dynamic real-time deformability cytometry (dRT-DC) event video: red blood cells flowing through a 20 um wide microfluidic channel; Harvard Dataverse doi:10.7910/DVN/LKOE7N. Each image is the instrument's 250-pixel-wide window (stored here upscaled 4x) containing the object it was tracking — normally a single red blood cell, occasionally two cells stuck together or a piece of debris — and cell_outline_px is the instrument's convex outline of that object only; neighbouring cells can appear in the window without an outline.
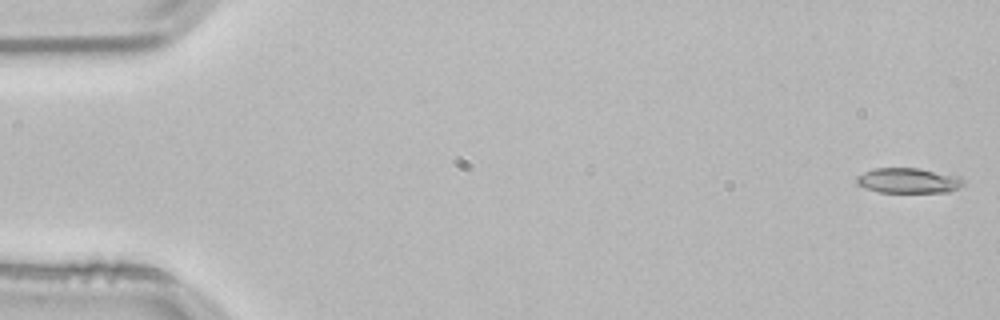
{"species": "common noctule bat (a hibernating species)", "species_latin": "Nyctalus noctula", "temperature_condition": "room temperature", "stored_images_in_passage": 16, "camera_frame_rate_fps": 3000, "um_per_image_px": 0.085, "animal": {"sex": "male", "body_mass_g": 21.5, "forearm_length_mm": 52.0}, "frame": {"image": 1, "passage_image": 1, "time_ms": 0.0, "image_size_px": [1000, 320], "cell_outline_px": [[964, 184], [960, 188], [948, 192], [880, 192], [864, 188], [856, 184], [856, 176], [872, 168], [916, 168], [960, 176], [964, 180]], "centroid_in_image_um": [77.2, 15.35], "position_along_channel_um": 7.8, "area_um2": 15.78}}
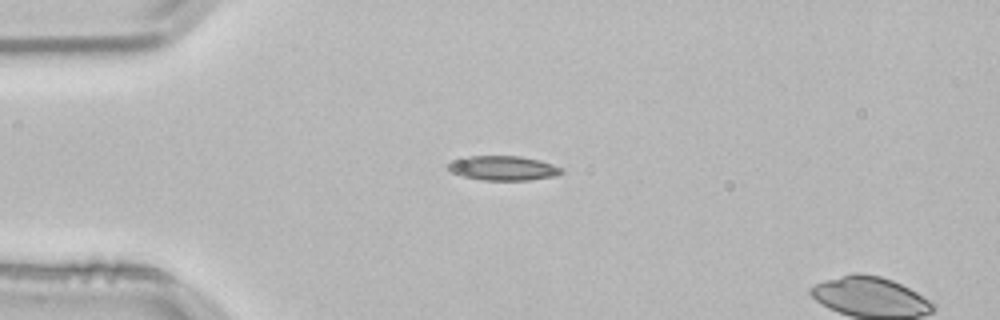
{"frame": {"image": 2, "passage_image": 13, "time_ms": 4.0, "image_size_px": [1000, 320], "cell_outline_px": [[564, 172], [556, 176], [528, 180], [484, 180], [464, 176], [452, 172], [448, 168], [448, 164], [464, 156], [520, 156], [552, 164], [564, 168]], "centroid_in_image_um": [42.81, 14.29], "position_along_channel_um": 42.2, "area_um2": 16.01}}